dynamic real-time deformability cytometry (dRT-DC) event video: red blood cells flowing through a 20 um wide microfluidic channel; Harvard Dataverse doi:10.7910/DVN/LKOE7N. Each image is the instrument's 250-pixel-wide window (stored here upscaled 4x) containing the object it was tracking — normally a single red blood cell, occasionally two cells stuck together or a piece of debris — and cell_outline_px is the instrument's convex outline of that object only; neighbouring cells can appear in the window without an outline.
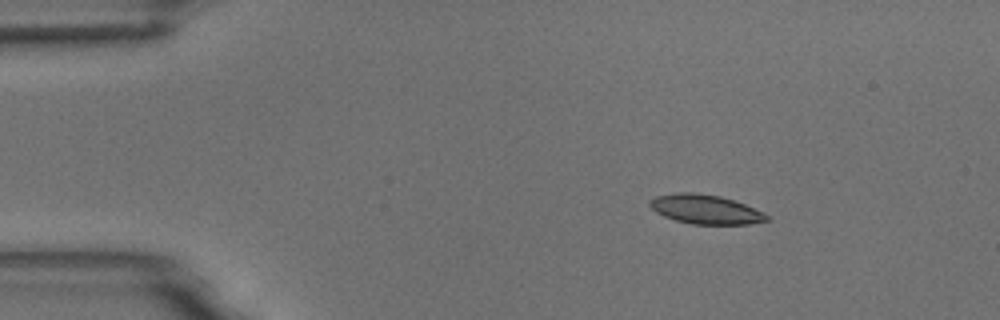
{"species": "common noctule bat (a hibernating species)", "species_latin": "Nyctalus noctula", "temperature_condition": "room temperature", "stored_images_in_passage": 5, "camera_frame_rate_fps": 3000, "um_per_image_px": 0.085, "animal": {"sex": "male", "body_mass_g": 18.8}, "frame": {"image": 1, "passage_image": 3, "time_ms": 2.333, "image_size_px": [1000, 320], "cell_outline_px": [[772, 220], [748, 224], [692, 224], [676, 220], [664, 216], [656, 212], [648, 204], [656, 196], [676, 192], [692, 192], [720, 196], [744, 204], [768, 216]], "centroid_in_image_um": [59.95, 17.79], "position_along_channel_um": 25.1, "area_um2": 19.65}}